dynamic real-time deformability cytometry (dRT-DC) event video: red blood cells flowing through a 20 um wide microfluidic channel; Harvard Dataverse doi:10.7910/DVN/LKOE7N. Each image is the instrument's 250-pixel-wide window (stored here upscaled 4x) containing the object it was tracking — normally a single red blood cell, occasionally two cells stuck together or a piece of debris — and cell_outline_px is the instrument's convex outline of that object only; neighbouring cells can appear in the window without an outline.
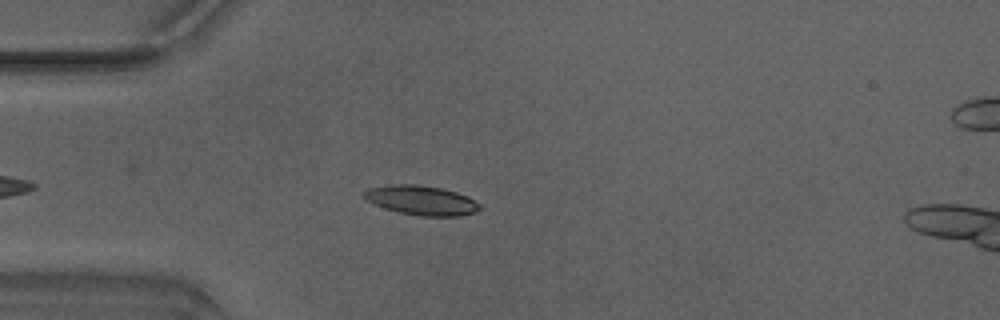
{"species": "Egyptian fruit bat (a non-hibernating species)", "species_latin": "Rousettus aegyptiacus", "temperature_condition": "warm", "stored_images_in_passage": 39, "camera_frame_rate_fps": 3000, "um_per_image_px": 0.085, "animal": {"sex": "male"}, "frame": {"image": 1, "passage_image": 7, "time_ms": 2.0, "image_size_px": [1000, 320], "cell_outline_px": [[480, 208], [476, 212], [460, 216], [420, 216], [400, 212], [384, 208], [368, 200], [364, 196], [364, 192], [368, 188], [392, 184], [416, 184], [440, 188], [456, 192], [468, 196], [480, 204]], "centroid_in_image_um": [35.85, 17.02], "position_along_channel_um": 49.2, "area_um2": 19.71}}
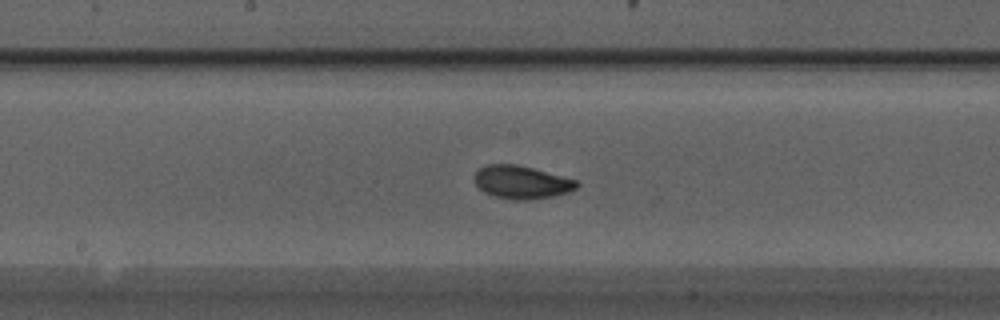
{"frame": {"image": 2, "passage_image": 19, "time_ms": 6.0, "image_size_px": [1000, 320], "cell_outline_px": [[580, 184], [576, 188], [568, 192], [552, 196], [528, 200], [512, 200], [496, 196], [484, 192], [476, 184], [476, 172], [484, 164], [516, 164], [532, 168], [576, 180]], "centroid_in_image_um": [44.33, 15.49], "position_along_channel_um": 203.9, "area_um2": 19.42}}
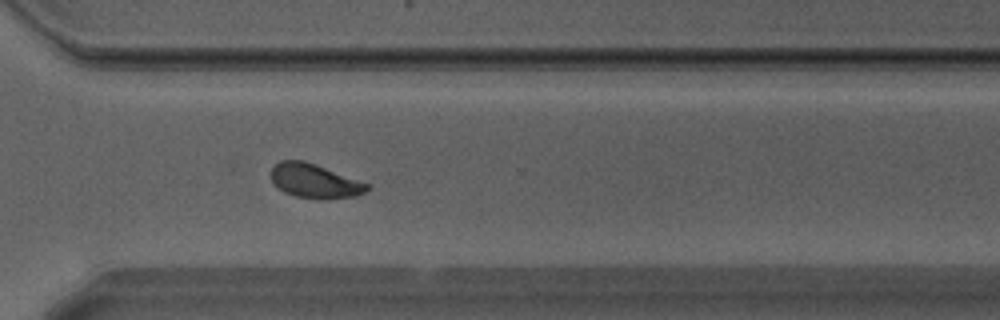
{"frame": {"image": 3, "passage_image": 29, "time_ms": 9.333, "image_size_px": [1000, 320], "cell_outline_px": [[372, 188], [356, 196], [328, 200], [324, 200], [296, 196], [284, 192], [272, 180], [272, 168], [280, 160], [304, 160], [316, 164], [368, 184]], "centroid_in_image_um": [26.78, 15.39], "position_along_channel_um": 343.8, "area_um2": 19.02}, "authors_computed_cell_mechanics": {"area_um2": 19.074, "velocity_mm_per_s": 4.2011, "shape_relaxation_time_tau1_ms": 2.7666, "shape_relaxation_time_tau2_ms": 1.4197, "deformation_change_tau1": 0.1221, "deformation_change_tau2": 0.0666}}